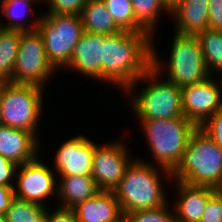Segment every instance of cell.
<instances>
[{"label":"cell","instance_id":"obj_1","mask_svg":"<svg viewBox=\"0 0 222 222\" xmlns=\"http://www.w3.org/2000/svg\"><path fill=\"white\" fill-rule=\"evenodd\" d=\"M152 62V36L148 32L121 30L104 37L102 82L125 92L144 75Z\"/></svg>","mask_w":222,"mask_h":222},{"label":"cell","instance_id":"obj_2","mask_svg":"<svg viewBox=\"0 0 222 222\" xmlns=\"http://www.w3.org/2000/svg\"><path fill=\"white\" fill-rule=\"evenodd\" d=\"M142 159L134 158L131 161L113 191L124 216L137 210L160 208L169 203L162 178L165 175V179L173 180L172 172Z\"/></svg>","mask_w":222,"mask_h":222},{"label":"cell","instance_id":"obj_3","mask_svg":"<svg viewBox=\"0 0 222 222\" xmlns=\"http://www.w3.org/2000/svg\"><path fill=\"white\" fill-rule=\"evenodd\" d=\"M162 77L151 67L125 91L127 95L134 94L130 108L132 106L131 110L138 120L185 117L182 110L181 88ZM140 83H145L146 86L141 88L140 92H136L138 89L135 88H138Z\"/></svg>","mask_w":222,"mask_h":222},{"label":"cell","instance_id":"obj_4","mask_svg":"<svg viewBox=\"0 0 222 222\" xmlns=\"http://www.w3.org/2000/svg\"><path fill=\"white\" fill-rule=\"evenodd\" d=\"M172 176L173 180L193 186H222V150L200 127L190 136L183 159Z\"/></svg>","mask_w":222,"mask_h":222},{"label":"cell","instance_id":"obj_5","mask_svg":"<svg viewBox=\"0 0 222 222\" xmlns=\"http://www.w3.org/2000/svg\"><path fill=\"white\" fill-rule=\"evenodd\" d=\"M139 122L154 158V165L173 173L181 163L190 136L198 126L186 117Z\"/></svg>","mask_w":222,"mask_h":222},{"label":"cell","instance_id":"obj_6","mask_svg":"<svg viewBox=\"0 0 222 222\" xmlns=\"http://www.w3.org/2000/svg\"><path fill=\"white\" fill-rule=\"evenodd\" d=\"M170 56L165 62L158 56L152 42L151 67L179 88L193 85L210 77L199 40L196 36L174 33ZM167 65V66H166ZM165 67V68H164Z\"/></svg>","mask_w":222,"mask_h":222},{"label":"cell","instance_id":"obj_7","mask_svg":"<svg viewBox=\"0 0 222 222\" xmlns=\"http://www.w3.org/2000/svg\"><path fill=\"white\" fill-rule=\"evenodd\" d=\"M44 89L33 84L0 82V124L26 130L38 139Z\"/></svg>","mask_w":222,"mask_h":222},{"label":"cell","instance_id":"obj_8","mask_svg":"<svg viewBox=\"0 0 222 222\" xmlns=\"http://www.w3.org/2000/svg\"><path fill=\"white\" fill-rule=\"evenodd\" d=\"M37 30L42 35L48 61L57 71L64 69L84 33L80 15L41 14Z\"/></svg>","mask_w":222,"mask_h":222},{"label":"cell","instance_id":"obj_9","mask_svg":"<svg viewBox=\"0 0 222 222\" xmlns=\"http://www.w3.org/2000/svg\"><path fill=\"white\" fill-rule=\"evenodd\" d=\"M56 72L57 70L48 61L40 32L21 31L11 83L33 84L45 88L47 81H50L49 78H52Z\"/></svg>","mask_w":222,"mask_h":222},{"label":"cell","instance_id":"obj_10","mask_svg":"<svg viewBox=\"0 0 222 222\" xmlns=\"http://www.w3.org/2000/svg\"><path fill=\"white\" fill-rule=\"evenodd\" d=\"M54 172L40 156L19 165L13 187L15 198L47 207L44 201L54 194L57 196L58 179Z\"/></svg>","mask_w":222,"mask_h":222},{"label":"cell","instance_id":"obj_11","mask_svg":"<svg viewBox=\"0 0 222 222\" xmlns=\"http://www.w3.org/2000/svg\"><path fill=\"white\" fill-rule=\"evenodd\" d=\"M125 143L122 139L103 145L95 142L92 177L99 190L114 191L134 159Z\"/></svg>","mask_w":222,"mask_h":222},{"label":"cell","instance_id":"obj_12","mask_svg":"<svg viewBox=\"0 0 222 222\" xmlns=\"http://www.w3.org/2000/svg\"><path fill=\"white\" fill-rule=\"evenodd\" d=\"M214 79L210 76L203 81L181 88L183 114L198 127L222 109V81L215 83Z\"/></svg>","mask_w":222,"mask_h":222},{"label":"cell","instance_id":"obj_13","mask_svg":"<svg viewBox=\"0 0 222 222\" xmlns=\"http://www.w3.org/2000/svg\"><path fill=\"white\" fill-rule=\"evenodd\" d=\"M95 142L85 135H75L59 146L53 159L58 176H92Z\"/></svg>","mask_w":222,"mask_h":222},{"label":"cell","instance_id":"obj_14","mask_svg":"<svg viewBox=\"0 0 222 222\" xmlns=\"http://www.w3.org/2000/svg\"><path fill=\"white\" fill-rule=\"evenodd\" d=\"M105 36L84 31L74 48L69 64L64 69L76 71L92 80L102 81V52Z\"/></svg>","mask_w":222,"mask_h":222},{"label":"cell","instance_id":"obj_15","mask_svg":"<svg viewBox=\"0 0 222 222\" xmlns=\"http://www.w3.org/2000/svg\"><path fill=\"white\" fill-rule=\"evenodd\" d=\"M40 141L31 132L0 124V155L21 165L38 156Z\"/></svg>","mask_w":222,"mask_h":222},{"label":"cell","instance_id":"obj_16","mask_svg":"<svg viewBox=\"0 0 222 222\" xmlns=\"http://www.w3.org/2000/svg\"><path fill=\"white\" fill-rule=\"evenodd\" d=\"M177 202L174 207L176 222H199L208 199L216 192L209 186H193L177 180Z\"/></svg>","mask_w":222,"mask_h":222},{"label":"cell","instance_id":"obj_17","mask_svg":"<svg viewBox=\"0 0 222 222\" xmlns=\"http://www.w3.org/2000/svg\"><path fill=\"white\" fill-rule=\"evenodd\" d=\"M209 0H179L168 14L175 22L174 32L197 36L209 28Z\"/></svg>","mask_w":222,"mask_h":222},{"label":"cell","instance_id":"obj_18","mask_svg":"<svg viewBox=\"0 0 222 222\" xmlns=\"http://www.w3.org/2000/svg\"><path fill=\"white\" fill-rule=\"evenodd\" d=\"M78 222H121L125 216L113 191H99L74 208Z\"/></svg>","mask_w":222,"mask_h":222},{"label":"cell","instance_id":"obj_19","mask_svg":"<svg viewBox=\"0 0 222 222\" xmlns=\"http://www.w3.org/2000/svg\"><path fill=\"white\" fill-rule=\"evenodd\" d=\"M57 197L63 208H74L100 190L92 176H59Z\"/></svg>","mask_w":222,"mask_h":222},{"label":"cell","instance_id":"obj_20","mask_svg":"<svg viewBox=\"0 0 222 222\" xmlns=\"http://www.w3.org/2000/svg\"><path fill=\"white\" fill-rule=\"evenodd\" d=\"M33 3L35 4L33 0H2L0 3V15L2 14V17L6 16L9 22L8 24L2 23V17H0V28L22 32L37 30L40 17L33 16L35 14V10L32 7ZM31 14L34 19L28 21ZM27 21L29 22L28 25Z\"/></svg>","mask_w":222,"mask_h":222},{"label":"cell","instance_id":"obj_21","mask_svg":"<svg viewBox=\"0 0 222 222\" xmlns=\"http://www.w3.org/2000/svg\"><path fill=\"white\" fill-rule=\"evenodd\" d=\"M80 17L86 32L109 35L121 31L103 0H87Z\"/></svg>","mask_w":222,"mask_h":222},{"label":"cell","instance_id":"obj_22","mask_svg":"<svg viewBox=\"0 0 222 222\" xmlns=\"http://www.w3.org/2000/svg\"><path fill=\"white\" fill-rule=\"evenodd\" d=\"M21 31L0 28V82H11Z\"/></svg>","mask_w":222,"mask_h":222},{"label":"cell","instance_id":"obj_23","mask_svg":"<svg viewBox=\"0 0 222 222\" xmlns=\"http://www.w3.org/2000/svg\"><path fill=\"white\" fill-rule=\"evenodd\" d=\"M211 76L222 74V31L206 29L196 36ZM215 72V73H214Z\"/></svg>","mask_w":222,"mask_h":222},{"label":"cell","instance_id":"obj_24","mask_svg":"<svg viewBox=\"0 0 222 222\" xmlns=\"http://www.w3.org/2000/svg\"><path fill=\"white\" fill-rule=\"evenodd\" d=\"M131 2L136 21L153 37V42L162 11L170 13V9L162 0H131Z\"/></svg>","mask_w":222,"mask_h":222},{"label":"cell","instance_id":"obj_25","mask_svg":"<svg viewBox=\"0 0 222 222\" xmlns=\"http://www.w3.org/2000/svg\"><path fill=\"white\" fill-rule=\"evenodd\" d=\"M47 208L14 197L5 216L7 222H45Z\"/></svg>","mask_w":222,"mask_h":222},{"label":"cell","instance_id":"obj_26","mask_svg":"<svg viewBox=\"0 0 222 222\" xmlns=\"http://www.w3.org/2000/svg\"><path fill=\"white\" fill-rule=\"evenodd\" d=\"M114 22L121 30L147 32L137 21L131 0H103Z\"/></svg>","mask_w":222,"mask_h":222},{"label":"cell","instance_id":"obj_27","mask_svg":"<svg viewBox=\"0 0 222 222\" xmlns=\"http://www.w3.org/2000/svg\"><path fill=\"white\" fill-rule=\"evenodd\" d=\"M126 222H176L170 204L156 209L137 210L125 216Z\"/></svg>","mask_w":222,"mask_h":222},{"label":"cell","instance_id":"obj_28","mask_svg":"<svg viewBox=\"0 0 222 222\" xmlns=\"http://www.w3.org/2000/svg\"><path fill=\"white\" fill-rule=\"evenodd\" d=\"M87 0H46L51 14L80 15Z\"/></svg>","mask_w":222,"mask_h":222},{"label":"cell","instance_id":"obj_29","mask_svg":"<svg viewBox=\"0 0 222 222\" xmlns=\"http://www.w3.org/2000/svg\"><path fill=\"white\" fill-rule=\"evenodd\" d=\"M200 128L216 143L222 150V109L209 117Z\"/></svg>","mask_w":222,"mask_h":222},{"label":"cell","instance_id":"obj_30","mask_svg":"<svg viewBox=\"0 0 222 222\" xmlns=\"http://www.w3.org/2000/svg\"><path fill=\"white\" fill-rule=\"evenodd\" d=\"M199 222H222V197L217 192L208 199Z\"/></svg>","mask_w":222,"mask_h":222},{"label":"cell","instance_id":"obj_31","mask_svg":"<svg viewBox=\"0 0 222 222\" xmlns=\"http://www.w3.org/2000/svg\"><path fill=\"white\" fill-rule=\"evenodd\" d=\"M18 165L0 155V186L14 187Z\"/></svg>","mask_w":222,"mask_h":222},{"label":"cell","instance_id":"obj_32","mask_svg":"<svg viewBox=\"0 0 222 222\" xmlns=\"http://www.w3.org/2000/svg\"><path fill=\"white\" fill-rule=\"evenodd\" d=\"M54 209L53 211L49 210V208L47 209L45 222H78L73 209L63 207Z\"/></svg>","mask_w":222,"mask_h":222},{"label":"cell","instance_id":"obj_33","mask_svg":"<svg viewBox=\"0 0 222 222\" xmlns=\"http://www.w3.org/2000/svg\"><path fill=\"white\" fill-rule=\"evenodd\" d=\"M209 29L222 31V0H209Z\"/></svg>","mask_w":222,"mask_h":222},{"label":"cell","instance_id":"obj_34","mask_svg":"<svg viewBox=\"0 0 222 222\" xmlns=\"http://www.w3.org/2000/svg\"><path fill=\"white\" fill-rule=\"evenodd\" d=\"M15 195L13 187L0 186V214H5Z\"/></svg>","mask_w":222,"mask_h":222},{"label":"cell","instance_id":"obj_35","mask_svg":"<svg viewBox=\"0 0 222 222\" xmlns=\"http://www.w3.org/2000/svg\"><path fill=\"white\" fill-rule=\"evenodd\" d=\"M179 0H162V2L171 9Z\"/></svg>","mask_w":222,"mask_h":222},{"label":"cell","instance_id":"obj_36","mask_svg":"<svg viewBox=\"0 0 222 222\" xmlns=\"http://www.w3.org/2000/svg\"><path fill=\"white\" fill-rule=\"evenodd\" d=\"M0 222H7L5 214H0Z\"/></svg>","mask_w":222,"mask_h":222},{"label":"cell","instance_id":"obj_37","mask_svg":"<svg viewBox=\"0 0 222 222\" xmlns=\"http://www.w3.org/2000/svg\"><path fill=\"white\" fill-rule=\"evenodd\" d=\"M216 192L222 197V186L217 188Z\"/></svg>","mask_w":222,"mask_h":222},{"label":"cell","instance_id":"obj_38","mask_svg":"<svg viewBox=\"0 0 222 222\" xmlns=\"http://www.w3.org/2000/svg\"><path fill=\"white\" fill-rule=\"evenodd\" d=\"M34 2H36V4H37V2H39L40 3V1L43 3V2H45L46 3V0H33Z\"/></svg>","mask_w":222,"mask_h":222}]
</instances>
